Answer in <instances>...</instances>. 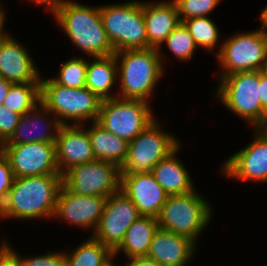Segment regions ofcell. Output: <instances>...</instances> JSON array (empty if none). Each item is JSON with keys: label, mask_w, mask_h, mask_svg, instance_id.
Wrapping results in <instances>:
<instances>
[{"label": "cell", "mask_w": 267, "mask_h": 266, "mask_svg": "<svg viewBox=\"0 0 267 266\" xmlns=\"http://www.w3.org/2000/svg\"><path fill=\"white\" fill-rule=\"evenodd\" d=\"M61 186L62 175L15 178L0 208V219H53Z\"/></svg>", "instance_id": "6da1fadb"}, {"label": "cell", "mask_w": 267, "mask_h": 266, "mask_svg": "<svg viewBox=\"0 0 267 266\" xmlns=\"http://www.w3.org/2000/svg\"><path fill=\"white\" fill-rule=\"evenodd\" d=\"M53 16L78 50L90 56H85L87 60L115 53L104 29L100 6L67 0Z\"/></svg>", "instance_id": "7a4b0ae2"}, {"label": "cell", "mask_w": 267, "mask_h": 266, "mask_svg": "<svg viewBox=\"0 0 267 266\" xmlns=\"http://www.w3.org/2000/svg\"><path fill=\"white\" fill-rule=\"evenodd\" d=\"M114 54L118 66L117 97L151 103L150 98L165 73L158 49L124 50Z\"/></svg>", "instance_id": "3957f363"}, {"label": "cell", "mask_w": 267, "mask_h": 266, "mask_svg": "<svg viewBox=\"0 0 267 266\" xmlns=\"http://www.w3.org/2000/svg\"><path fill=\"white\" fill-rule=\"evenodd\" d=\"M40 102L62 125H86L97 121L102 100L87 87H65L51 77L40 78Z\"/></svg>", "instance_id": "277c9868"}, {"label": "cell", "mask_w": 267, "mask_h": 266, "mask_svg": "<svg viewBox=\"0 0 267 266\" xmlns=\"http://www.w3.org/2000/svg\"><path fill=\"white\" fill-rule=\"evenodd\" d=\"M206 200L196 189L186 194L168 196L157 217L159 227L197 244L199 235L204 232L214 212L210 201Z\"/></svg>", "instance_id": "5b68a950"}, {"label": "cell", "mask_w": 267, "mask_h": 266, "mask_svg": "<svg viewBox=\"0 0 267 266\" xmlns=\"http://www.w3.org/2000/svg\"><path fill=\"white\" fill-rule=\"evenodd\" d=\"M100 6V15L115 52L152 48L148 44L143 0Z\"/></svg>", "instance_id": "8992f818"}, {"label": "cell", "mask_w": 267, "mask_h": 266, "mask_svg": "<svg viewBox=\"0 0 267 266\" xmlns=\"http://www.w3.org/2000/svg\"><path fill=\"white\" fill-rule=\"evenodd\" d=\"M215 97L252 129L259 128L267 117L260 101L259 71L237 72L221 77Z\"/></svg>", "instance_id": "52a82bcc"}, {"label": "cell", "mask_w": 267, "mask_h": 266, "mask_svg": "<svg viewBox=\"0 0 267 266\" xmlns=\"http://www.w3.org/2000/svg\"><path fill=\"white\" fill-rule=\"evenodd\" d=\"M217 53L219 79L246 71H263L267 66V32L262 28L236 33L221 40Z\"/></svg>", "instance_id": "ba28073f"}, {"label": "cell", "mask_w": 267, "mask_h": 266, "mask_svg": "<svg viewBox=\"0 0 267 266\" xmlns=\"http://www.w3.org/2000/svg\"><path fill=\"white\" fill-rule=\"evenodd\" d=\"M156 118L133 140L129 141L125 162L120 167L121 175L148 173L166 158L182 142L161 128Z\"/></svg>", "instance_id": "9c48e42d"}, {"label": "cell", "mask_w": 267, "mask_h": 266, "mask_svg": "<svg viewBox=\"0 0 267 266\" xmlns=\"http://www.w3.org/2000/svg\"><path fill=\"white\" fill-rule=\"evenodd\" d=\"M150 106L149 102L139 99L114 97L103 100L96 122L129 142L155 119Z\"/></svg>", "instance_id": "30bf717a"}, {"label": "cell", "mask_w": 267, "mask_h": 266, "mask_svg": "<svg viewBox=\"0 0 267 266\" xmlns=\"http://www.w3.org/2000/svg\"><path fill=\"white\" fill-rule=\"evenodd\" d=\"M120 167L95 160L71 167L62 174V185L72 193L84 196L110 195L120 190Z\"/></svg>", "instance_id": "8fae6325"}, {"label": "cell", "mask_w": 267, "mask_h": 266, "mask_svg": "<svg viewBox=\"0 0 267 266\" xmlns=\"http://www.w3.org/2000/svg\"><path fill=\"white\" fill-rule=\"evenodd\" d=\"M1 152L8 159L15 178L61 175L55 143L2 144Z\"/></svg>", "instance_id": "7c38bea8"}, {"label": "cell", "mask_w": 267, "mask_h": 266, "mask_svg": "<svg viewBox=\"0 0 267 266\" xmlns=\"http://www.w3.org/2000/svg\"><path fill=\"white\" fill-rule=\"evenodd\" d=\"M140 216L133 202L119 190L106 199L100 221L90 236L114 251L123 241L127 229Z\"/></svg>", "instance_id": "4fadbf2b"}, {"label": "cell", "mask_w": 267, "mask_h": 266, "mask_svg": "<svg viewBox=\"0 0 267 266\" xmlns=\"http://www.w3.org/2000/svg\"><path fill=\"white\" fill-rule=\"evenodd\" d=\"M254 139L226 159L221 173L241 182H267V136L258 128L252 129Z\"/></svg>", "instance_id": "5bb4252c"}, {"label": "cell", "mask_w": 267, "mask_h": 266, "mask_svg": "<svg viewBox=\"0 0 267 266\" xmlns=\"http://www.w3.org/2000/svg\"><path fill=\"white\" fill-rule=\"evenodd\" d=\"M106 199L103 196L77 195L62 185L53 218L64 220L65 223L76 225L83 230L91 229L93 235L103 214Z\"/></svg>", "instance_id": "9a60e30c"}, {"label": "cell", "mask_w": 267, "mask_h": 266, "mask_svg": "<svg viewBox=\"0 0 267 266\" xmlns=\"http://www.w3.org/2000/svg\"><path fill=\"white\" fill-rule=\"evenodd\" d=\"M122 191L136 206L141 216L157 218L168 195L151 172L120 176Z\"/></svg>", "instance_id": "2e32d148"}, {"label": "cell", "mask_w": 267, "mask_h": 266, "mask_svg": "<svg viewBox=\"0 0 267 266\" xmlns=\"http://www.w3.org/2000/svg\"><path fill=\"white\" fill-rule=\"evenodd\" d=\"M85 125H62L55 141L56 160L62 175L71 167L95 161Z\"/></svg>", "instance_id": "e0dca14e"}, {"label": "cell", "mask_w": 267, "mask_h": 266, "mask_svg": "<svg viewBox=\"0 0 267 266\" xmlns=\"http://www.w3.org/2000/svg\"><path fill=\"white\" fill-rule=\"evenodd\" d=\"M27 47L9 35L0 43V74L10 83L40 82L41 74Z\"/></svg>", "instance_id": "ac0fdd59"}, {"label": "cell", "mask_w": 267, "mask_h": 266, "mask_svg": "<svg viewBox=\"0 0 267 266\" xmlns=\"http://www.w3.org/2000/svg\"><path fill=\"white\" fill-rule=\"evenodd\" d=\"M61 126L58 118L40 102L20 116L13 135L3 144L55 143Z\"/></svg>", "instance_id": "d6986e66"}, {"label": "cell", "mask_w": 267, "mask_h": 266, "mask_svg": "<svg viewBox=\"0 0 267 266\" xmlns=\"http://www.w3.org/2000/svg\"><path fill=\"white\" fill-rule=\"evenodd\" d=\"M143 16L148 44L158 49L164 66L162 43L181 23L177 7L172 0L143 1Z\"/></svg>", "instance_id": "ffe728a7"}, {"label": "cell", "mask_w": 267, "mask_h": 266, "mask_svg": "<svg viewBox=\"0 0 267 266\" xmlns=\"http://www.w3.org/2000/svg\"><path fill=\"white\" fill-rule=\"evenodd\" d=\"M196 247L189 238L158 227L147 257L156 260L161 266H187L196 253Z\"/></svg>", "instance_id": "44dd1931"}, {"label": "cell", "mask_w": 267, "mask_h": 266, "mask_svg": "<svg viewBox=\"0 0 267 266\" xmlns=\"http://www.w3.org/2000/svg\"><path fill=\"white\" fill-rule=\"evenodd\" d=\"M180 144L166 158L152 168L151 173L168 196L189 193L194 189V182L187 171V166L177 154L181 151Z\"/></svg>", "instance_id": "7402d4cb"}, {"label": "cell", "mask_w": 267, "mask_h": 266, "mask_svg": "<svg viewBox=\"0 0 267 266\" xmlns=\"http://www.w3.org/2000/svg\"><path fill=\"white\" fill-rule=\"evenodd\" d=\"M89 60L86 87L102 101L117 97V93H112L114 92L112 88L118 85V66L115 54L107 57H92Z\"/></svg>", "instance_id": "603a6c76"}, {"label": "cell", "mask_w": 267, "mask_h": 266, "mask_svg": "<svg viewBox=\"0 0 267 266\" xmlns=\"http://www.w3.org/2000/svg\"><path fill=\"white\" fill-rule=\"evenodd\" d=\"M157 218L150 216H140L127 229L123 241L113 251V257H117L120 252L127 259L132 257L147 256L153 236L158 229Z\"/></svg>", "instance_id": "cb8c5ba5"}, {"label": "cell", "mask_w": 267, "mask_h": 266, "mask_svg": "<svg viewBox=\"0 0 267 266\" xmlns=\"http://www.w3.org/2000/svg\"><path fill=\"white\" fill-rule=\"evenodd\" d=\"M90 123L87 130L95 159L121 167L127 157L129 142L107 131L97 122Z\"/></svg>", "instance_id": "d4e9b609"}, {"label": "cell", "mask_w": 267, "mask_h": 266, "mask_svg": "<svg viewBox=\"0 0 267 266\" xmlns=\"http://www.w3.org/2000/svg\"><path fill=\"white\" fill-rule=\"evenodd\" d=\"M64 254L66 266H105L114 258L113 251L92 236Z\"/></svg>", "instance_id": "484cf974"}, {"label": "cell", "mask_w": 267, "mask_h": 266, "mask_svg": "<svg viewBox=\"0 0 267 266\" xmlns=\"http://www.w3.org/2000/svg\"><path fill=\"white\" fill-rule=\"evenodd\" d=\"M40 103V82L12 84L2 106L24 115Z\"/></svg>", "instance_id": "4316f807"}, {"label": "cell", "mask_w": 267, "mask_h": 266, "mask_svg": "<svg viewBox=\"0 0 267 266\" xmlns=\"http://www.w3.org/2000/svg\"><path fill=\"white\" fill-rule=\"evenodd\" d=\"M188 29L198 48L210 51L214 55L215 48L219 44L220 31L217 24L209 17H195L182 21Z\"/></svg>", "instance_id": "83f0119b"}, {"label": "cell", "mask_w": 267, "mask_h": 266, "mask_svg": "<svg viewBox=\"0 0 267 266\" xmlns=\"http://www.w3.org/2000/svg\"><path fill=\"white\" fill-rule=\"evenodd\" d=\"M88 61L76 56L63 62L59 67L58 76L52 79L59 85L70 88L86 87V72Z\"/></svg>", "instance_id": "f1b7e54d"}, {"label": "cell", "mask_w": 267, "mask_h": 266, "mask_svg": "<svg viewBox=\"0 0 267 266\" xmlns=\"http://www.w3.org/2000/svg\"><path fill=\"white\" fill-rule=\"evenodd\" d=\"M163 44L181 62H187L192 59L195 50L198 48L194 38L182 22L165 39Z\"/></svg>", "instance_id": "f546056e"}, {"label": "cell", "mask_w": 267, "mask_h": 266, "mask_svg": "<svg viewBox=\"0 0 267 266\" xmlns=\"http://www.w3.org/2000/svg\"><path fill=\"white\" fill-rule=\"evenodd\" d=\"M178 11L180 22L195 18L208 17L222 0H172Z\"/></svg>", "instance_id": "4dcf8cb0"}, {"label": "cell", "mask_w": 267, "mask_h": 266, "mask_svg": "<svg viewBox=\"0 0 267 266\" xmlns=\"http://www.w3.org/2000/svg\"><path fill=\"white\" fill-rule=\"evenodd\" d=\"M2 243L21 261L22 266H66V257L64 252L46 251V254L37 256H24L19 255L16 249H13L9 241L2 239Z\"/></svg>", "instance_id": "1f68e13d"}, {"label": "cell", "mask_w": 267, "mask_h": 266, "mask_svg": "<svg viewBox=\"0 0 267 266\" xmlns=\"http://www.w3.org/2000/svg\"><path fill=\"white\" fill-rule=\"evenodd\" d=\"M20 116V114L0 106V145L7 142L13 135Z\"/></svg>", "instance_id": "d6a6232c"}, {"label": "cell", "mask_w": 267, "mask_h": 266, "mask_svg": "<svg viewBox=\"0 0 267 266\" xmlns=\"http://www.w3.org/2000/svg\"><path fill=\"white\" fill-rule=\"evenodd\" d=\"M15 177L10 167L8 159L0 151V208L8 197L10 188Z\"/></svg>", "instance_id": "836d02e7"}, {"label": "cell", "mask_w": 267, "mask_h": 266, "mask_svg": "<svg viewBox=\"0 0 267 266\" xmlns=\"http://www.w3.org/2000/svg\"><path fill=\"white\" fill-rule=\"evenodd\" d=\"M0 266H22L21 261L0 242Z\"/></svg>", "instance_id": "e575fe53"}, {"label": "cell", "mask_w": 267, "mask_h": 266, "mask_svg": "<svg viewBox=\"0 0 267 266\" xmlns=\"http://www.w3.org/2000/svg\"><path fill=\"white\" fill-rule=\"evenodd\" d=\"M260 101L262 108L267 112V71H259Z\"/></svg>", "instance_id": "d590c367"}, {"label": "cell", "mask_w": 267, "mask_h": 266, "mask_svg": "<svg viewBox=\"0 0 267 266\" xmlns=\"http://www.w3.org/2000/svg\"><path fill=\"white\" fill-rule=\"evenodd\" d=\"M35 5H44L52 15L67 1V0H29Z\"/></svg>", "instance_id": "8d00e7d4"}, {"label": "cell", "mask_w": 267, "mask_h": 266, "mask_svg": "<svg viewBox=\"0 0 267 266\" xmlns=\"http://www.w3.org/2000/svg\"><path fill=\"white\" fill-rule=\"evenodd\" d=\"M125 266H161L156 260L147 256L132 257Z\"/></svg>", "instance_id": "74e56055"}, {"label": "cell", "mask_w": 267, "mask_h": 266, "mask_svg": "<svg viewBox=\"0 0 267 266\" xmlns=\"http://www.w3.org/2000/svg\"><path fill=\"white\" fill-rule=\"evenodd\" d=\"M6 9L2 7H0V43L9 35L8 31L5 32V23L7 20V11H5Z\"/></svg>", "instance_id": "f35d334b"}, {"label": "cell", "mask_w": 267, "mask_h": 266, "mask_svg": "<svg viewBox=\"0 0 267 266\" xmlns=\"http://www.w3.org/2000/svg\"><path fill=\"white\" fill-rule=\"evenodd\" d=\"M13 83H10L8 82L7 80L3 79L1 82H0V106L3 104V101L5 99V97L7 96L8 94V91L10 89V86L12 85Z\"/></svg>", "instance_id": "ab89813d"}, {"label": "cell", "mask_w": 267, "mask_h": 266, "mask_svg": "<svg viewBox=\"0 0 267 266\" xmlns=\"http://www.w3.org/2000/svg\"><path fill=\"white\" fill-rule=\"evenodd\" d=\"M261 27L267 32V6L260 12Z\"/></svg>", "instance_id": "60d3db41"}, {"label": "cell", "mask_w": 267, "mask_h": 266, "mask_svg": "<svg viewBox=\"0 0 267 266\" xmlns=\"http://www.w3.org/2000/svg\"><path fill=\"white\" fill-rule=\"evenodd\" d=\"M258 129L267 136V117L265 118L263 124Z\"/></svg>", "instance_id": "b9f144b4"}, {"label": "cell", "mask_w": 267, "mask_h": 266, "mask_svg": "<svg viewBox=\"0 0 267 266\" xmlns=\"http://www.w3.org/2000/svg\"><path fill=\"white\" fill-rule=\"evenodd\" d=\"M114 258L108 263V264H106L105 266H119L118 264L116 265L115 263H114Z\"/></svg>", "instance_id": "7bdbcfd3"}, {"label": "cell", "mask_w": 267, "mask_h": 266, "mask_svg": "<svg viewBox=\"0 0 267 266\" xmlns=\"http://www.w3.org/2000/svg\"><path fill=\"white\" fill-rule=\"evenodd\" d=\"M3 80V77H2V75L0 74V82Z\"/></svg>", "instance_id": "ee69618b"}]
</instances>
